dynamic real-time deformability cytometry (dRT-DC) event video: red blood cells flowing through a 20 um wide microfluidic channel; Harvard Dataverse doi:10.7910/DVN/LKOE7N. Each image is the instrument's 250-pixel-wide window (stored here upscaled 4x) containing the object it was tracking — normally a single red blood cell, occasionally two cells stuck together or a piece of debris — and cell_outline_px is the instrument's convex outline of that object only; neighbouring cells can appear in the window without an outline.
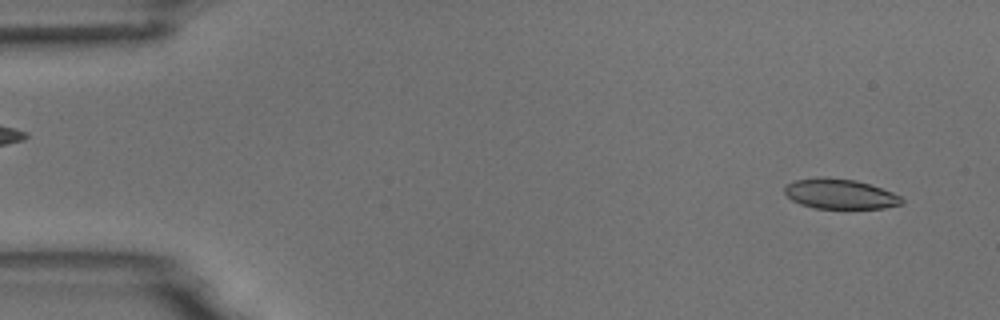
{"species": "common noctule bat (a hibernating species)", "species_latin": "Nyctalus noctula", "temperature_condition": "room temperature", "stored_images_in_passage": 5, "camera_frame_rate_fps": 3000, "um_per_image_px": 0.085, "animal": {"sex": "male", "body_mass_g": 18.8}, "frame": {"image": 1, "passage_image": 5, "time_ms": 5.667, "image_size_px": [1000, 320], "cell_outline_px": [[904, 204], [884, 208], [816, 208], [800, 204], [792, 200], [784, 192], [784, 188], [788, 184], [796, 180], [820, 176], [824, 176], [856, 180], [892, 192], [900, 196], [904, 200]], "centroid_in_image_um": [71.4, 16.48], "position_along_channel_um": 13.6, "area_um2": 20.46}}